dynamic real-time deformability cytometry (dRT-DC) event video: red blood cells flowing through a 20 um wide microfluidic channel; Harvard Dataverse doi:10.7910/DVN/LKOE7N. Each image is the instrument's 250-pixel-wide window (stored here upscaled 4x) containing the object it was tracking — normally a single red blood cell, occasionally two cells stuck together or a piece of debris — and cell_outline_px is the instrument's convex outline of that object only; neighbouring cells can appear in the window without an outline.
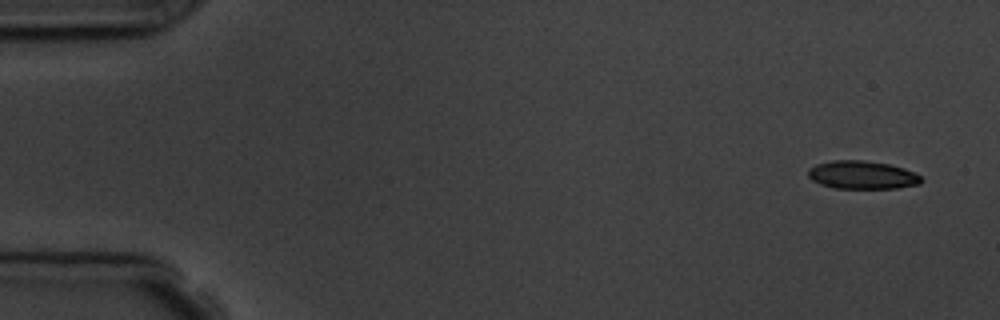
{"species": "common noctule bat (a hibernating species)", "species_latin": "Nyctalus noctula", "temperature_condition": "room temperature", "stored_images_in_passage": 6, "camera_frame_rate_fps": 3000, "um_per_image_px": 0.085, "animal": {"sex": "male", "body_mass_g": 19.5, "forearm_length_mm": 54.6}, "frame": {"image": 1, "passage_image": 1, "time_ms": 0.0, "image_size_px": [1000, 320], "cell_outline_px": [[924, 180], [920, 184], [896, 188], [832, 188], [820, 184], [812, 180], [808, 176], [808, 168], [816, 164], [832, 160], [864, 160], [888, 164], [904, 168], [920, 176]], "centroid_in_image_um": [73.26, 14.87], "position_along_channel_um": 11.7, "area_um2": 18.61}}
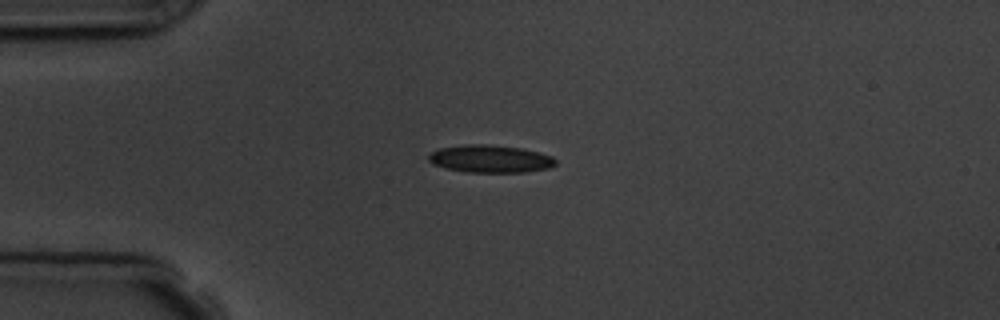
{"frame": {"image": 2, "passage_image": 4, "time_ms": 3.667, "image_size_px": [1000, 320], "cell_outline_px": [[556, 164], [548, 168], [524, 172], [464, 172], [444, 168], [432, 164], [428, 160], [428, 156], [432, 152], [440, 148], [464, 144], [484, 144], [520, 148], [540, 152], [552, 156], [556, 160]], "centroid_in_image_um": [41.65, 13.5], "position_along_channel_um": 43.4, "area_um2": 20.46}}